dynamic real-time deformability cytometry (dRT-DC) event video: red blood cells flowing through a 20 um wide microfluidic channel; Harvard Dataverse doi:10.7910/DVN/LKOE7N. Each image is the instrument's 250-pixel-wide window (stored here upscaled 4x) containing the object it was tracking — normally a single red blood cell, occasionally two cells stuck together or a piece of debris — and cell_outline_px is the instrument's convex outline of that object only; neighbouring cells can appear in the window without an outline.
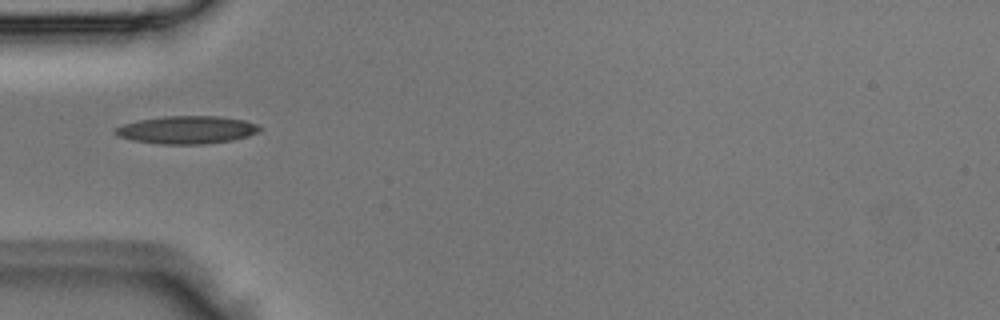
{"species": "Egyptian fruit bat (a non-hibernating species)", "species_latin": "Rousettus aegyptiacus", "temperature_condition": "room temperature", "stored_images_in_passage": 4, "camera_frame_rate_fps": 3000, "um_per_image_px": 0.085, "animal": {"sex": "male"}, "frame": {"image": 1, "passage_image": 3, "time_ms": 0.667, "image_size_px": [1000, 320], "cell_outline_px": [[260, 128], [256, 132], [248, 136], [232, 140], [204, 144], [160, 144], [132, 140], [116, 136], [112, 132], [116, 128], [124, 124], [140, 120], [164, 116], [220, 116], [244, 120], [260, 124]], "centroid_in_image_um": [15.87, 11.04], "position_along_channel_um": 69.1, "area_um2": 23.41}}
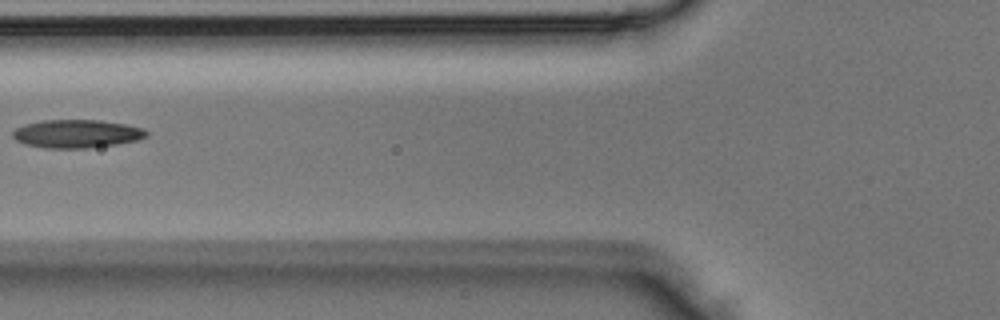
{"frame": {"image": 2, "passage_image": 4, "time_ms": 1.0, "image_size_px": [1000, 320], "cell_outline_px": [[148, 136], [136, 140], [116, 144], [88, 148], [44, 148], [24, 144], [16, 140], [12, 136], [12, 132], [16, 128], [28, 124], [44, 120], [96, 120], [124, 124], [144, 128], [148, 132]], "centroid_in_image_um": [6.52, 11.37], "position_along_channel_um": 119.3, "area_um2": 21.85}}